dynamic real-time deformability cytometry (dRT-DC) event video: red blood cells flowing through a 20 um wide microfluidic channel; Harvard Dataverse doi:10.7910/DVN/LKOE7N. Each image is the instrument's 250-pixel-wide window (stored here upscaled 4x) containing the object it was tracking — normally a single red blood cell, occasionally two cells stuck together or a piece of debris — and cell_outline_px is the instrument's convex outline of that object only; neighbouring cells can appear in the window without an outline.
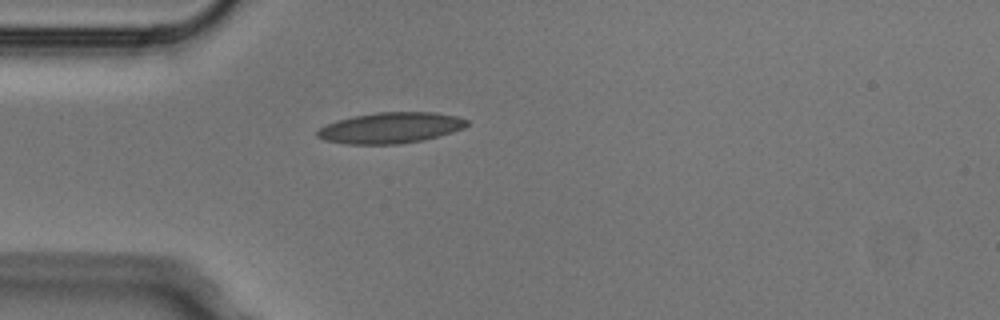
{"species": "Egyptian fruit bat (a non-hibernating species)", "species_latin": "Rousettus aegyptiacus", "temperature_condition": "cold", "stored_images_in_passage": 5, "camera_frame_rate_fps": 3000, "um_per_image_px": 0.085, "animal": {"sex": "male"}, "frame": {"image": 1, "passage_image": 5, "time_ms": 1.333, "image_size_px": [1000, 320], "cell_outline_px": [[468, 124], [464, 128], [452, 132], [424, 140], [400, 144], [348, 144], [324, 140], [316, 136], [316, 132], [320, 128], [328, 124], [340, 120], [356, 116], [376, 112], [436, 112], [456, 116], [468, 120]], "centroid_in_image_um": [33.23, 10.87], "position_along_channel_um": 51.8, "area_um2": 26.76}}